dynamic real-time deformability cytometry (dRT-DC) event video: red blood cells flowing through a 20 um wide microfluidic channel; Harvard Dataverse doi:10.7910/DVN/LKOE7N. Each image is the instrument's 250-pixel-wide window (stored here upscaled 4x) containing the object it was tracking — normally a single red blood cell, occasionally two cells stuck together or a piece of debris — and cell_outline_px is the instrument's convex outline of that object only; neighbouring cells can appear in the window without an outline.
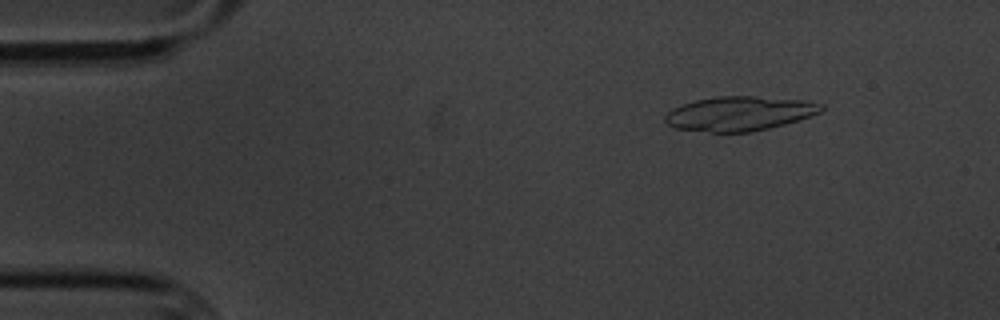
{"species": "common noctule bat (a hibernating species)", "species_latin": "Nyctalus noctula", "temperature_condition": "cold", "stored_images_in_passage": 9, "segment_of_instrument_passage": [1, 2], "camera_frame_rate_fps": 3000, "um_per_image_px": 0.085, "animal": {"sex": "male", "body_mass_g": 20.1, "forearm_length_mm": 53.5}, "frame": {"image": 1, "passage_image": 2, "time_ms": 1.0, "image_size_px": [1000, 320], "cell_outline_px": [[824, 108], [820, 112], [784, 124], [752, 132], [712, 132], [672, 128], [664, 120], [664, 116], [672, 108], [680, 104], [696, 100], [716, 96], [752, 96], [804, 100], [824, 104]], "centroid_in_image_um": [62.8, 9.65], "position_along_channel_um": 22.2, "area_um2": 31.27}}